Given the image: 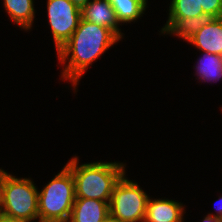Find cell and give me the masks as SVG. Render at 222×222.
<instances>
[{
  "label": "cell",
  "instance_id": "obj_1",
  "mask_svg": "<svg viewBox=\"0 0 222 222\" xmlns=\"http://www.w3.org/2000/svg\"><path fill=\"white\" fill-rule=\"evenodd\" d=\"M119 41L109 28L80 19L71 38L56 53L58 64H62L60 80L70 82L73 93L78 92L77 86L88 68Z\"/></svg>",
  "mask_w": 222,
  "mask_h": 222
},
{
  "label": "cell",
  "instance_id": "obj_2",
  "mask_svg": "<svg viewBox=\"0 0 222 222\" xmlns=\"http://www.w3.org/2000/svg\"><path fill=\"white\" fill-rule=\"evenodd\" d=\"M79 161L75 154L65 164L74 178L75 197L110 202L116 183L127 173V164L115 160L84 164Z\"/></svg>",
  "mask_w": 222,
  "mask_h": 222
},
{
  "label": "cell",
  "instance_id": "obj_3",
  "mask_svg": "<svg viewBox=\"0 0 222 222\" xmlns=\"http://www.w3.org/2000/svg\"><path fill=\"white\" fill-rule=\"evenodd\" d=\"M32 179L19 178L0 169L2 214L29 222L39 221V189Z\"/></svg>",
  "mask_w": 222,
  "mask_h": 222
},
{
  "label": "cell",
  "instance_id": "obj_4",
  "mask_svg": "<svg viewBox=\"0 0 222 222\" xmlns=\"http://www.w3.org/2000/svg\"><path fill=\"white\" fill-rule=\"evenodd\" d=\"M75 199L74 178L64 165L60 172L38 190L39 221L68 222Z\"/></svg>",
  "mask_w": 222,
  "mask_h": 222
},
{
  "label": "cell",
  "instance_id": "obj_5",
  "mask_svg": "<svg viewBox=\"0 0 222 222\" xmlns=\"http://www.w3.org/2000/svg\"><path fill=\"white\" fill-rule=\"evenodd\" d=\"M125 173L116 183L109 202V217L119 222H144L150 196Z\"/></svg>",
  "mask_w": 222,
  "mask_h": 222
},
{
  "label": "cell",
  "instance_id": "obj_6",
  "mask_svg": "<svg viewBox=\"0 0 222 222\" xmlns=\"http://www.w3.org/2000/svg\"><path fill=\"white\" fill-rule=\"evenodd\" d=\"M46 12L55 52L71 38L81 19V9L70 0H47Z\"/></svg>",
  "mask_w": 222,
  "mask_h": 222
},
{
  "label": "cell",
  "instance_id": "obj_7",
  "mask_svg": "<svg viewBox=\"0 0 222 222\" xmlns=\"http://www.w3.org/2000/svg\"><path fill=\"white\" fill-rule=\"evenodd\" d=\"M185 209L181 201L149 196L144 222H184Z\"/></svg>",
  "mask_w": 222,
  "mask_h": 222
},
{
  "label": "cell",
  "instance_id": "obj_8",
  "mask_svg": "<svg viewBox=\"0 0 222 222\" xmlns=\"http://www.w3.org/2000/svg\"><path fill=\"white\" fill-rule=\"evenodd\" d=\"M81 19L105 26L112 30L121 40L124 38L125 34L121 30V24L117 20L115 10L108 0H90L81 9Z\"/></svg>",
  "mask_w": 222,
  "mask_h": 222
},
{
  "label": "cell",
  "instance_id": "obj_9",
  "mask_svg": "<svg viewBox=\"0 0 222 222\" xmlns=\"http://www.w3.org/2000/svg\"><path fill=\"white\" fill-rule=\"evenodd\" d=\"M187 43L200 52L222 55V17L209 18Z\"/></svg>",
  "mask_w": 222,
  "mask_h": 222
},
{
  "label": "cell",
  "instance_id": "obj_10",
  "mask_svg": "<svg viewBox=\"0 0 222 222\" xmlns=\"http://www.w3.org/2000/svg\"><path fill=\"white\" fill-rule=\"evenodd\" d=\"M109 218V202L76 198L68 222H105Z\"/></svg>",
  "mask_w": 222,
  "mask_h": 222
},
{
  "label": "cell",
  "instance_id": "obj_11",
  "mask_svg": "<svg viewBox=\"0 0 222 222\" xmlns=\"http://www.w3.org/2000/svg\"><path fill=\"white\" fill-rule=\"evenodd\" d=\"M208 19V17L167 18L165 25L159 29V34L176 36L187 42L205 25Z\"/></svg>",
  "mask_w": 222,
  "mask_h": 222
},
{
  "label": "cell",
  "instance_id": "obj_12",
  "mask_svg": "<svg viewBox=\"0 0 222 222\" xmlns=\"http://www.w3.org/2000/svg\"><path fill=\"white\" fill-rule=\"evenodd\" d=\"M34 0H3V7L10 20L22 31H32L36 9Z\"/></svg>",
  "mask_w": 222,
  "mask_h": 222
},
{
  "label": "cell",
  "instance_id": "obj_13",
  "mask_svg": "<svg viewBox=\"0 0 222 222\" xmlns=\"http://www.w3.org/2000/svg\"><path fill=\"white\" fill-rule=\"evenodd\" d=\"M194 76L201 83H212L222 81V55L202 52L197 58Z\"/></svg>",
  "mask_w": 222,
  "mask_h": 222
},
{
  "label": "cell",
  "instance_id": "obj_14",
  "mask_svg": "<svg viewBox=\"0 0 222 222\" xmlns=\"http://www.w3.org/2000/svg\"><path fill=\"white\" fill-rule=\"evenodd\" d=\"M115 10L117 20L122 25L135 23L143 14H145L148 7V0H108Z\"/></svg>",
  "mask_w": 222,
  "mask_h": 222
},
{
  "label": "cell",
  "instance_id": "obj_15",
  "mask_svg": "<svg viewBox=\"0 0 222 222\" xmlns=\"http://www.w3.org/2000/svg\"><path fill=\"white\" fill-rule=\"evenodd\" d=\"M167 18L206 17L199 0H170Z\"/></svg>",
  "mask_w": 222,
  "mask_h": 222
},
{
  "label": "cell",
  "instance_id": "obj_16",
  "mask_svg": "<svg viewBox=\"0 0 222 222\" xmlns=\"http://www.w3.org/2000/svg\"><path fill=\"white\" fill-rule=\"evenodd\" d=\"M199 6L208 18L222 17V0H199Z\"/></svg>",
  "mask_w": 222,
  "mask_h": 222
},
{
  "label": "cell",
  "instance_id": "obj_17",
  "mask_svg": "<svg viewBox=\"0 0 222 222\" xmlns=\"http://www.w3.org/2000/svg\"><path fill=\"white\" fill-rule=\"evenodd\" d=\"M217 203H215L216 207L215 208V212L214 213H207L208 215H212L214 217H220L222 218V194L219 196L218 195V199L216 200ZM214 205V206H215Z\"/></svg>",
  "mask_w": 222,
  "mask_h": 222
},
{
  "label": "cell",
  "instance_id": "obj_18",
  "mask_svg": "<svg viewBox=\"0 0 222 222\" xmlns=\"http://www.w3.org/2000/svg\"><path fill=\"white\" fill-rule=\"evenodd\" d=\"M0 222H29V221L9 217L4 214H0Z\"/></svg>",
  "mask_w": 222,
  "mask_h": 222
},
{
  "label": "cell",
  "instance_id": "obj_19",
  "mask_svg": "<svg viewBox=\"0 0 222 222\" xmlns=\"http://www.w3.org/2000/svg\"><path fill=\"white\" fill-rule=\"evenodd\" d=\"M202 222H222V218L206 214V216L203 217Z\"/></svg>",
  "mask_w": 222,
  "mask_h": 222
},
{
  "label": "cell",
  "instance_id": "obj_20",
  "mask_svg": "<svg viewBox=\"0 0 222 222\" xmlns=\"http://www.w3.org/2000/svg\"><path fill=\"white\" fill-rule=\"evenodd\" d=\"M76 7L82 9L85 5H87L90 0H70Z\"/></svg>",
  "mask_w": 222,
  "mask_h": 222
},
{
  "label": "cell",
  "instance_id": "obj_21",
  "mask_svg": "<svg viewBox=\"0 0 222 222\" xmlns=\"http://www.w3.org/2000/svg\"><path fill=\"white\" fill-rule=\"evenodd\" d=\"M0 214H2V197H1V188H0Z\"/></svg>",
  "mask_w": 222,
  "mask_h": 222
},
{
  "label": "cell",
  "instance_id": "obj_22",
  "mask_svg": "<svg viewBox=\"0 0 222 222\" xmlns=\"http://www.w3.org/2000/svg\"><path fill=\"white\" fill-rule=\"evenodd\" d=\"M105 222H119L115 219H112L111 217H109Z\"/></svg>",
  "mask_w": 222,
  "mask_h": 222
}]
</instances>
